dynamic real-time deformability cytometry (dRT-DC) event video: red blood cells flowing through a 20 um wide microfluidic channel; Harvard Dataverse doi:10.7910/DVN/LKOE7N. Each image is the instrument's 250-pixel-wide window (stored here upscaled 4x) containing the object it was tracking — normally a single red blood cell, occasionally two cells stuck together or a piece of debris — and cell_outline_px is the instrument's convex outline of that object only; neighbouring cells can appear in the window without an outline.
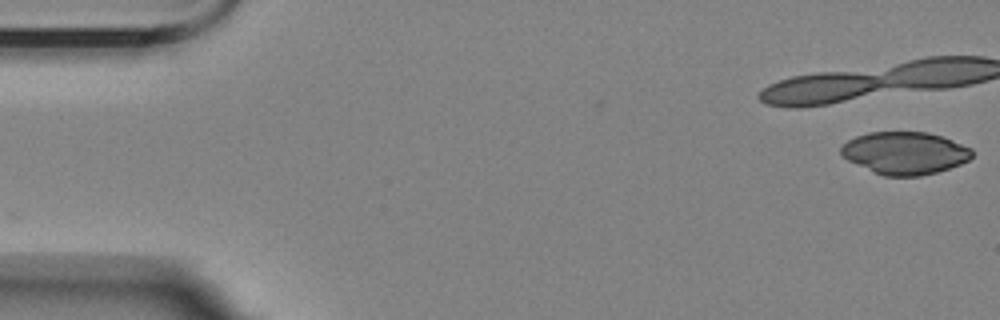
{"species": "Egyptian fruit bat (a non-hibernating species)", "species_latin": "Rousettus aegyptiacus", "temperature_condition": "room temperature", "stored_images_in_passage": 3, "camera_frame_rate_fps": 3000, "um_per_image_px": 0.085, "animal": {"sex": "female"}, "frame": {"image": 1, "passage_image": 3, "time_ms": 3.0, "image_size_px": [1000, 320], "cell_outline_px": [[972, 156], [968, 160], [960, 164], [936, 172], [920, 176], [884, 176], [872, 172], [840, 156], [840, 148], [848, 140], [856, 136], [868, 132], [928, 132], [952, 140], [972, 148]], "centroid_in_image_um": [76.88, 13.01], "position_along_channel_um": 8.1, "area_um2": 32.43}}